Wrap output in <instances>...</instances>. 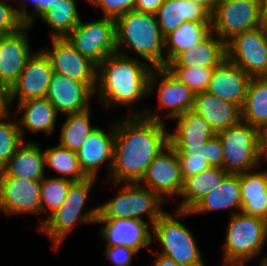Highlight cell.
Segmentation results:
<instances>
[{
    "label": "cell",
    "mask_w": 267,
    "mask_h": 266,
    "mask_svg": "<svg viewBox=\"0 0 267 266\" xmlns=\"http://www.w3.org/2000/svg\"><path fill=\"white\" fill-rule=\"evenodd\" d=\"M169 144L161 117L145 111L133 113L115 126L113 164L109 180L114 184L140 183L148 166Z\"/></svg>",
    "instance_id": "1"
},
{
    "label": "cell",
    "mask_w": 267,
    "mask_h": 266,
    "mask_svg": "<svg viewBox=\"0 0 267 266\" xmlns=\"http://www.w3.org/2000/svg\"><path fill=\"white\" fill-rule=\"evenodd\" d=\"M97 86L100 102L111 105H133L149 94L155 86L154 68L116 52L107 56L97 66ZM100 74V75H99ZM154 84V85H153Z\"/></svg>",
    "instance_id": "2"
},
{
    "label": "cell",
    "mask_w": 267,
    "mask_h": 266,
    "mask_svg": "<svg viewBox=\"0 0 267 266\" xmlns=\"http://www.w3.org/2000/svg\"><path fill=\"white\" fill-rule=\"evenodd\" d=\"M116 48L129 46L153 67H165V37L156 14L131 10L115 19Z\"/></svg>",
    "instance_id": "3"
},
{
    "label": "cell",
    "mask_w": 267,
    "mask_h": 266,
    "mask_svg": "<svg viewBox=\"0 0 267 266\" xmlns=\"http://www.w3.org/2000/svg\"><path fill=\"white\" fill-rule=\"evenodd\" d=\"M267 238V221L242 212H232L225 237L226 266H243L258 255Z\"/></svg>",
    "instance_id": "4"
},
{
    "label": "cell",
    "mask_w": 267,
    "mask_h": 266,
    "mask_svg": "<svg viewBox=\"0 0 267 266\" xmlns=\"http://www.w3.org/2000/svg\"><path fill=\"white\" fill-rule=\"evenodd\" d=\"M96 178L87 177L81 181L70 184L68 194L62 205L50 216L44 219L40 231L45 232L54 242L57 249L73 226L77 223H96L98 207L92 208L82 214L88 193L95 183Z\"/></svg>",
    "instance_id": "5"
},
{
    "label": "cell",
    "mask_w": 267,
    "mask_h": 266,
    "mask_svg": "<svg viewBox=\"0 0 267 266\" xmlns=\"http://www.w3.org/2000/svg\"><path fill=\"white\" fill-rule=\"evenodd\" d=\"M164 201L157 193L146 189L140 183H126L120 194L110 201L98 205L97 220H142V214H146L150 219L149 225H153L165 213L158 206Z\"/></svg>",
    "instance_id": "6"
},
{
    "label": "cell",
    "mask_w": 267,
    "mask_h": 266,
    "mask_svg": "<svg viewBox=\"0 0 267 266\" xmlns=\"http://www.w3.org/2000/svg\"><path fill=\"white\" fill-rule=\"evenodd\" d=\"M155 240L163 246L161 254L182 266H205L191 232L165 212L152 225Z\"/></svg>",
    "instance_id": "7"
},
{
    "label": "cell",
    "mask_w": 267,
    "mask_h": 266,
    "mask_svg": "<svg viewBox=\"0 0 267 266\" xmlns=\"http://www.w3.org/2000/svg\"><path fill=\"white\" fill-rule=\"evenodd\" d=\"M262 0H222L211 14V31L227 43L262 25Z\"/></svg>",
    "instance_id": "8"
},
{
    "label": "cell",
    "mask_w": 267,
    "mask_h": 266,
    "mask_svg": "<svg viewBox=\"0 0 267 266\" xmlns=\"http://www.w3.org/2000/svg\"><path fill=\"white\" fill-rule=\"evenodd\" d=\"M217 135L223 147L222 168L229 174L248 172L258 164L256 128L241 120Z\"/></svg>",
    "instance_id": "9"
},
{
    "label": "cell",
    "mask_w": 267,
    "mask_h": 266,
    "mask_svg": "<svg viewBox=\"0 0 267 266\" xmlns=\"http://www.w3.org/2000/svg\"><path fill=\"white\" fill-rule=\"evenodd\" d=\"M83 56L97 66L110 54L116 53L115 19L104 17L79 24L66 36Z\"/></svg>",
    "instance_id": "10"
},
{
    "label": "cell",
    "mask_w": 267,
    "mask_h": 266,
    "mask_svg": "<svg viewBox=\"0 0 267 266\" xmlns=\"http://www.w3.org/2000/svg\"><path fill=\"white\" fill-rule=\"evenodd\" d=\"M227 60L251 78L267 77V30L257 28L235 35L226 43Z\"/></svg>",
    "instance_id": "11"
},
{
    "label": "cell",
    "mask_w": 267,
    "mask_h": 266,
    "mask_svg": "<svg viewBox=\"0 0 267 266\" xmlns=\"http://www.w3.org/2000/svg\"><path fill=\"white\" fill-rule=\"evenodd\" d=\"M52 49H43L49 57L54 72L70 79L87 83L97 89V65L81 55L66 37H51Z\"/></svg>",
    "instance_id": "12"
},
{
    "label": "cell",
    "mask_w": 267,
    "mask_h": 266,
    "mask_svg": "<svg viewBox=\"0 0 267 266\" xmlns=\"http://www.w3.org/2000/svg\"><path fill=\"white\" fill-rule=\"evenodd\" d=\"M142 182L145 183V188L157 193L165 201L167 197L180 195L183 178L178 154L170 143L150 163L140 183Z\"/></svg>",
    "instance_id": "13"
},
{
    "label": "cell",
    "mask_w": 267,
    "mask_h": 266,
    "mask_svg": "<svg viewBox=\"0 0 267 266\" xmlns=\"http://www.w3.org/2000/svg\"><path fill=\"white\" fill-rule=\"evenodd\" d=\"M41 180L12 178L0 172V210L40 214Z\"/></svg>",
    "instance_id": "14"
},
{
    "label": "cell",
    "mask_w": 267,
    "mask_h": 266,
    "mask_svg": "<svg viewBox=\"0 0 267 266\" xmlns=\"http://www.w3.org/2000/svg\"><path fill=\"white\" fill-rule=\"evenodd\" d=\"M49 57L43 50L34 53L27 61L18 80L9 89L10 103L17 97L18 102L46 97L53 75Z\"/></svg>",
    "instance_id": "15"
},
{
    "label": "cell",
    "mask_w": 267,
    "mask_h": 266,
    "mask_svg": "<svg viewBox=\"0 0 267 266\" xmlns=\"http://www.w3.org/2000/svg\"><path fill=\"white\" fill-rule=\"evenodd\" d=\"M94 92L87 83L53 72L46 98L54 105L57 113L73 114L90 109L88 103Z\"/></svg>",
    "instance_id": "16"
},
{
    "label": "cell",
    "mask_w": 267,
    "mask_h": 266,
    "mask_svg": "<svg viewBox=\"0 0 267 266\" xmlns=\"http://www.w3.org/2000/svg\"><path fill=\"white\" fill-rule=\"evenodd\" d=\"M25 25L19 31L0 36V83L9 89L18 80L24 66L32 56Z\"/></svg>",
    "instance_id": "17"
},
{
    "label": "cell",
    "mask_w": 267,
    "mask_h": 266,
    "mask_svg": "<svg viewBox=\"0 0 267 266\" xmlns=\"http://www.w3.org/2000/svg\"><path fill=\"white\" fill-rule=\"evenodd\" d=\"M251 77L227 59L214 68L206 92L242 108Z\"/></svg>",
    "instance_id": "18"
},
{
    "label": "cell",
    "mask_w": 267,
    "mask_h": 266,
    "mask_svg": "<svg viewBox=\"0 0 267 266\" xmlns=\"http://www.w3.org/2000/svg\"><path fill=\"white\" fill-rule=\"evenodd\" d=\"M109 132L97 127L76 152L80 167L87 177L97 178L98 167L105 160L109 162V171L112 168L115 126L111 127Z\"/></svg>",
    "instance_id": "19"
},
{
    "label": "cell",
    "mask_w": 267,
    "mask_h": 266,
    "mask_svg": "<svg viewBox=\"0 0 267 266\" xmlns=\"http://www.w3.org/2000/svg\"><path fill=\"white\" fill-rule=\"evenodd\" d=\"M105 223L102 227V237L109 246H127L135 250L149 246L152 236L148 222L138 219L96 220Z\"/></svg>",
    "instance_id": "20"
},
{
    "label": "cell",
    "mask_w": 267,
    "mask_h": 266,
    "mask_svg": "<svg viewBox=\"0 0 267 266\" xmlns=\"http://www.w3.org/2000/svg\"><path fill=\"white\" fill-rule=\"evenodd\" d=\"M212 31L197 45L177 53L165 67L216 68L227 59L226 43ZM219 38V39H218Z\"/></svg>",
    "instance_id": "21"
},
{
    "label": "cell",
    "mask_w": 267,
    "mask_h": 266,
    "mask_svg": "<svg viewBox=\"0 0 267 266\" xmlns=\"http://www.w3.org/2000/svg\"><path fill=\"white\" fill-rule=\"evenodd\" d=\"M192 110L203 117L217 134L241 121V108L208 92L195 93Z\"/></svg>",
    "instance_id": "22"
},
{
    "label": "cell",
    "mask_w": 267,
    "mask_h": 266,
    "mask_svg": "<svg viewBox=\"0 0 267 266\" xmlns=\"http://www.w3.org/2000/svg\"><path fill=\"white\" fill-rule=\"evenodd\" d=\"M162 76L158 89L160 108H169L165 117L179 116L192 110L195 93L179 79H177L166 67H155Z\"/></svg>",
    "instance_id": "23"
},
{
    "label": "cell",
    "mask_w": 267,
    "mask_h": 266,
    "mask_svg": "<svg viewBox=\"0 0 267 266\" xmlns=\"http://www.w3.org/2000/svg\"><path fill=\"white\" fill-rule=\"evenodd\" d=\"M156 17L164 37L185 21H211V13L192 0H164Z\"/></svg>",
    "instance_id": "24"
},
{
    "label": "cell",
    "mask_w": 267,
    "mask_h": 266,
    "mask_svg": "<svg viewBox=\"0 0 267 266\" xmlns=\"http://www.w3.org/2000/svg\"><path fill=\"white\" fill-rule=\"evenodd\" d=\"M175 133H169V143L174 148L198 149L216 133L210 124L193 110L176 116Z\"/></svg>",
    "instance_id": "25"
},
{
    "label": "cell",
    "mask_w": 267,
    "mask_h": 266,
    "mask_svg": "<svg viewBox=\"0 0 267 266\" xmlns=\"http://www.w3.org/2000/svg\"><path fill=\"white\" fill-rule=\"evenodd\" d=\"M45 167L44 151L36 143L29 141L17 148L2 172L12 178L42 180Z\"/></svg>",
    "instance_id": "26"
},
{
    "label": "cell",
    "mask_w": 267,
    "mask_h": 266,
    "mask_svg": "<svg viewBox=\"0 0 267 266\" xmlns=\"http://www.w3.org/2000/svg\"><path fill=\"white\" fill-rule=\"evenodd\" d=\"M241 212L267 221V171L239 174Z\"/></svg>",
    "instance_id": "27"
},
{
    "label": "cell",
    "mask_w": 267,
    "mask_h": 266,
    "mask_svg": "<svg viewBox=\"0 0 267 266\" xmlns=\"http://www.w3.org/2000/svg\"><path fill=\"white\" fill-rule=\"evenodd\" d=\"M238 208L241 212V188L239 174H229L223 183L210 191L190 211L177 210L176 215H190L221 209Z\"/></svg>",
    "instance_id": "28"
},
{
    "label": "cell",
    "mask_w": 267,
    "mask_h": 266,
    "mask_svg": "<svg viewBox=\"0 0 267 266\" xmlns=\"http://www.w3.org/2000/svg\"><path fill=\"white\" fill-rule=\"evenodd\" d=\"M18 105L17 111H23L22 119L17 122L23 139L25 127L34 133L42 131L50 135L53 132L58 113L46 97L29 99Z\"/></svg>",
    "instance_id": "29"
},
{
    "label": "cell",
    "mask_w": 267,
    "mask_h": 266,
    "mask_svg": "<svg viewBox=\"0 0 267 266\" xmlns=\"http://www.w3.org/2000/svg\"><path fill=\"white\" fill-rule=\"evenodd\" d=\"M228 175L223 168L209 167L197 175L186 178L180 193L185 199L177 210L190 211L210 191L220 186Z\"/></svg>",
    "instance_id": "30"
},
{
    "label": "cell",
    "mask_w": 267,
    "mask_h": 266,
    "mask_svg": "<svg viewBox=\"0 0 267 266\" xmlns=\"http://www.w3.org/2000/svg\"><path fill=\"white\" fill-rule=\"evenodd\" d=\"M211 32V21H185L165 36L166 64L179 52L194 47ZM167 47V48H166Z\"/></svg>",
    "instance_id": "31"
},
{
    "label": "cell",
    "mask_w": 267,
    "mask_h": 266,
    "mask_svg": "<svg viewBox=\"0 0 267 266\" xmlns=\"http://www.w3.org/2000/svg\"><path fill=\"white\" fill-rule=\"evenodd\" d=\"M241 120L256 129L267 125V77L251 78L241 108Z\"/></svg>",
    "instance_id": "32"
},
{
    "label": "cell",
    "mask_w": 267,
    "mask_h": 266,
    "mask_svg": "<svg viewBox=\"0 0 267 266\" xmlns=\"http://www.w3.org/2000/svg\"><path fill=\"white\" fill-rule=\"evenodd\" d=\"M40 17L54 30L51 37H66L81 20L75 0H56Z\"/></svg>",
    "instance_id": "33"
},
{
    "label": "cell",
    "mask_w": 267,
    "mask_h": 266,
    "mask_svg": "<svg viewBox=\"0 0 267 266\" xmlns=\"http://www.w3.org/2000/svg\"><path fill=\"white\" fill-rule=\"evenodd\" d=\"M89 109L80 113L68 114L60 131L59 145L77 152L87 137L97 128L90 125Z\"/></svg>",
    "instance_id": "34"
},
{
    "label": "cell",
    "mask_w": 267,
    "mask_h": 266,
    "mask_svg": "<svg viewBox=\"0 0 267 266\" xmlns=\"http://www.w3.org/2000/svg\"><path fill=\"white\" fill-rule=\"evenodd\" d=\"M44 158L45 166L48 164L54 170L61 173L59 176L61 178L71 181H81L87 178L80 167L75 151L68 150L58 145L50 149L47 148L44 151Z\"/></svg>",
    "instance_id": "35"
},
{
    "label": "cell",
    "mask_w": 267,
    "mask_h": 266,
    "mask_svg": "<svg viewBox=\"0 0 267 266\" xmlns=\"http://www.w3.org/2000/svg\"><path fill=\"white\" fill-rule=\"evenodd\" d=\"M72 182L58 176L56 178L44 176L41 180L40 213L50 210V217L64 202Z\"/></svg>",
    "instance_id": "36"
},
{
    "label": "cell",
    "mask_w": 267,
    "mask_h": 266,
    "mask_svg": "<svg viewBox=\"0 0 267 266\" xmlns=\"http://www.w3.org/2000/svg\"><path fill=\"white\" fill-rule=\"evenodd\" d=\"M0 118V172L4 169L9 159L17 148L24 142L18 123Z\"/></svg>",
    "instance_id": "37"
},
{
    "label": "cell",
    "mask_w": 267,
    "mask_h": 266,
    "mask_svg": "<svg viewBox=\"0 0 267 266\" xmlns=\"http://www.w3.org/2000/svg\"><path fill=\"white\" fill-rule=\"evenodd\" d=\"M3 1L0 0V36L15 33L25 25L33 26L34 15L28 14L25 6L20 10Z\"/></svg>",
    "instance_id": "38"
},
{
    "label": "cell",
    "mask_w": 267,
    "mask_h": 266,
    "mask_svg": "<svg viewBox=\"0 0 267 266\" xmlns=\"http://www.w3.org/2000/svg\"><path fill=\"white\" fill-rule=\"evenodd\" d=\"M177 79L194 93L205 92L214 68L166 67Z\"/></svg>",
    "instance_id": "39"
},
{
    "label": "cell",
    "mask_w": 267,
    "mask_h": 266,
    "mask_svg": "<svg viewBox=\"0 0 267 266\" xmlns=\"http://www.w3.org/2000/svg\"><path fill=\"white\" fill-rule=\"evenodd\" d=\"M175 150L178 156H186L187 154L195 152L196 154H199L210 167L222 168L223 147L217 134L208 139L198 149L175 148Z\"/></svg>",
    "instance_id": "40"
},
{
    "label": "cell",
    "mask_w": 267,
    "mask_h": 266,
    "mask_svg": "<svg viewBox=\"0 0 267 266\" xmlns=\"http://www.w3.org/2000/svg\"><path fill=\"white\" fill-rule=\"evenodd\" d=\"M137 0H91L93 6L103 9L107 18L116 19L128 11L134 10Z\"/></svg>",
    "instance_id": "41"
},
{
    "label": "cell",
    "mask_w": 267,
    "mask_h": 266,
    "mask_svg": "<svg viewBox=\"0 0 267 266\" xmlns=\"http://www.w3.org/2000/svg\"><path fill=\"white\" fill-rule=\"evenodd\" d=\"M183 181L208 169L210 166L199 154L192 152L186 156H178Z\"/></svg>",
    "instance_id": "42"
},
{
    "label": "cell",
    "mask_w": 267,
    "mask_h": 266,
    "mask_svg": "<svg viewBox=\"0 0 267 266\" xmlns=\"http://www.w3.org/2000/svg\"><path fill=\"white\" fill-rule=\"evenodd\" d=\"M106 255L116 266H130L131 259L137 250L127 246H106Z\"/></svg>",
    "instance_id": "43"
},
{
    "label": "cell",
    "mask_w": 267,
    "mask_h": 266,
    "mask_svg": "<svg viewBox=\"0 0 267 266\" xmlns=\"http://www.w3.org/2000/svg\"><path fill=\"white\" fill-rule=\"evenodd\" d=\"M164 0H137L134 10L156 14Z\"/></svg>",
    "instance_id": "44"
},
{
    "label": "cell",
    "mask_w": 267,
    "mask_h": 266,
    "mask_svg": "<svg viewBox=\"0 0 267 266\" xmlns=\"http://www.w3.org/2000/svg\"><path fill=\"white\" fill-rule=\"evenodd\" d=\"M257 154L258 161L267 159V125L257 129Z\"/></svg>",
    "instance_id": "45"
},
{
    "label": "cell",
    "mask_w": 267,
    "mask_h": 266,
    "mask_svg": "<svg viewBox=\"0 0 267 266\" xmlns=\"http://www.w3.org/2000/svg\"><path fill=\"white\" fill-rule=\"evenodd\" d=\"M10 91L9 88L0 83V118H6L9 115Z\"/></svg>",
    "instance_id": "46"
},
{
    "label": "cell",
    "mask_w": 267,
    "mask_h": 266,
    "mask_svg": "<svg viewBox=\"0 0 267 266\" xmlns=\"http://www.w3.org/2000/svg\"><path fill=\"white\" fill-rule=\"evenodd\" d=\"M34 5V10L39 17L45 13L56 0H32Z\"/></svg>",
    "instance_id": "47"
},
{
    "label": "cell",
    "mask_w": 267,
    "mask_h": 266,
    "mask_svg": "<svg viewBox=\"0 0 267 266\" xmlns=\"http://www.w3.org/2000/svg\"><path fill=\"white\" fill-rule=\"evenodd\" d=\"M154 266H182V265H179L173 259L167 258L161 254H158L157 252V257L155 259Z\"/></svg>",
    "instance_id": "48"
},
{
    "label": "cell",
    "mask_w": 267,
    "mask_h": 266,
    "mask_svg": "<svg viewBox=\"0 0 267 266\" xmlns=\"http://www.w3.org/2000/svg\"><path fill=\"white\" fill-rule=\"evenodd\" d=\"M192 1L202 5L212 14L222 0H192Z\"/></svg>",
    "instance_id": "49"
},
{
    "label": "cell",
    "mask_w": 267,
    "mask_h": 266,
    "mask_svg": "<svg viewBox=\"0 0 267 266\" xmlns=\"http://www.w3.org/2000/svg\"><path fill=\"white\" fill-rule=\"evenodd\" d=\"M262 26L267 30V0H262Z\"/></svg>",
    "instance_id": "50"
},
{
    "label": "cell",
    "mask_w": 267,
    "mask_h": 266,
    "mask_svg": "<svg viewBox=\"0 0 267 266\" xmlns=\"http://www.w3.org/2000/svg\"><path fill=\"white\" fill-rule=\"evenodd\" d=\"M260 266H267V256L263 257L261 260Z\"/></svg>",
    "instance_id": "51"
}]
</instances>
